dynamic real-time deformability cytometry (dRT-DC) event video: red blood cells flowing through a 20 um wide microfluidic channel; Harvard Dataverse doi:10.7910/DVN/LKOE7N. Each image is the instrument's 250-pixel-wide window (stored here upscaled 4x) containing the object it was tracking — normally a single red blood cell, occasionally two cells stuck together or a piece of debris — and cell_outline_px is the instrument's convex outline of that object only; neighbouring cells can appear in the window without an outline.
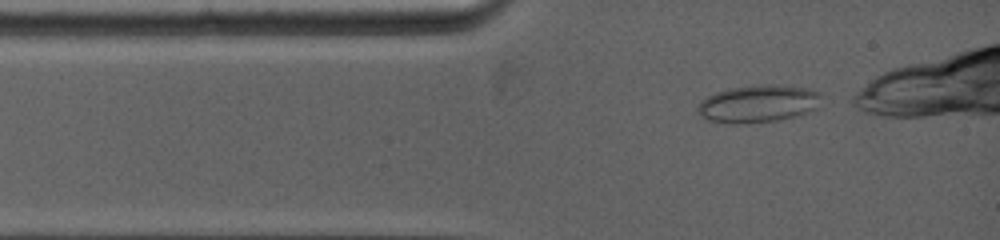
{"species": "common noctule bat (a hibernating species)", "species_latin": "Nyctalus noctula", "temperature_condition": "warm", "stored_images_in_passage": 7, "segment_of_instrument_passage": [1, 2], "camera_frame_rate_fps": 5000, "um_per_image_px": 0.085, "animal": {"sex": "female", "body_mass_g": 19.0, "forearm_length_mm": 53.3}, "frame": {"image": 1, "passage_image": 1, "time_ms": 0.0, "image_size_px": [1000, 240], "cell_outline_px": [[820, 108], [800, 116], [776, 120], [732, 124], [708, 120], [700, 116], [696, 112], [696, 108], [700, 100], [716, 92], [728, 88], [768, 84], [776, 84], [804, 88], [820, 92]], "centroid_in_image_um": [64.45, 8.82], "position_along_channel_um": 20.6, "area_um2": 27.28}}
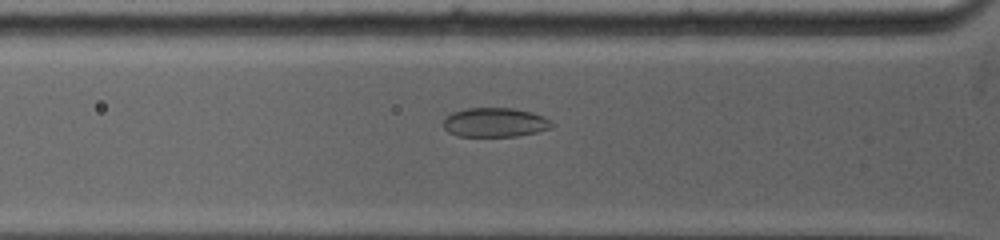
{"frame": {"image": 2, "passage_image": 5, "time_ms": 2.0, "image_size_px": [1000, 240], "cell_outline_px": [[556, 124], [552, 128], [536, 132], [516, 136], [456, 136], [448, 132], [444, 128], [444, 120], [452, 112], [464, 108], [512, 108], [532, 112], [544, 116], [552, 120]], "centroid_in_image_um": [42.11, 10.4], "position_along_channel_um": 83.7, "area_um2": 18.67}}